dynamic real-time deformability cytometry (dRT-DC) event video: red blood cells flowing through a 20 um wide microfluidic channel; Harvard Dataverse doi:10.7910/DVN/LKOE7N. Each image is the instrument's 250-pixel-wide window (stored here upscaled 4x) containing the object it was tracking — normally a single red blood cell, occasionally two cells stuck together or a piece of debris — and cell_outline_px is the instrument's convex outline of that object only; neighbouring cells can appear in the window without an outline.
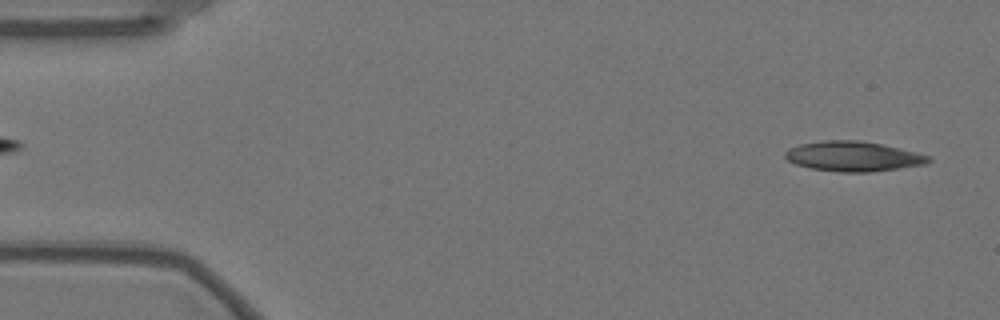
{"species": "Egyptian fruit bat (a non-hibernating species)", "species_latin": "Rousettus aegyptiacus", "temperature_condition": "warm", "stored_images_in_passage": 55, "camera_frame_rate_fps": 3000, "um_per_image_px": 0.085, "animal": {"sex": "female"}, "frame": {"image": 1, "passage_image": 2, "time_ms": 0.333, "image_size_px": [1000, 320], "cell_outline_px": [[932, 160], [924, 164], [900, 168], [872, 172], [840, 172], [812, 168], [796, 164], [788, 160], [784, 156], [784, 152], [788, 148], [800, 144], [824, 140], [860, 140], [884, 144], [928, 156]], "centroid_in_image_um": [72.49, 13.28], "position_along_channel_um": 12.5, "area_um2": 24.91}}
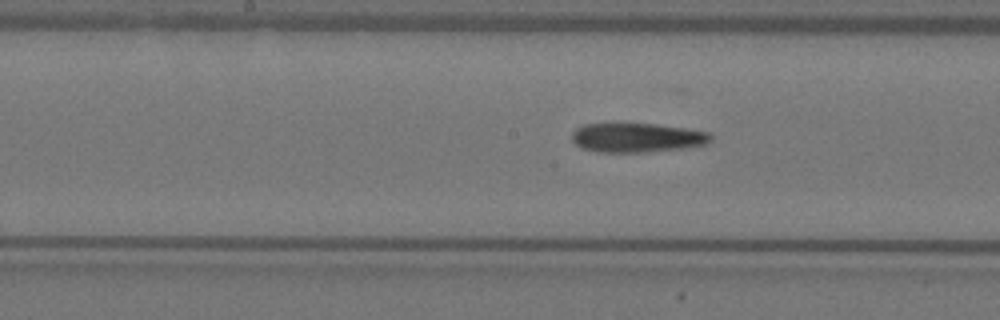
{"frame": {"image": 2, "passage_image": 27, "time_ms": 8.667, "image_size_px": [1000, 320], "cell_outline_px": [[712, 140], [708, 144], [692, 148], [648, 152], [600, 152], [584, 148], [576, 144], [572, 140], [572, 132], [576, 128], [584, 124], [652, 124], [684, 128], [708, 132], [712, 136]], "centroid_in_image_um": [54.2, 11.71], "position_along_channel_um": 194.0, "area_um2": 23.76}}
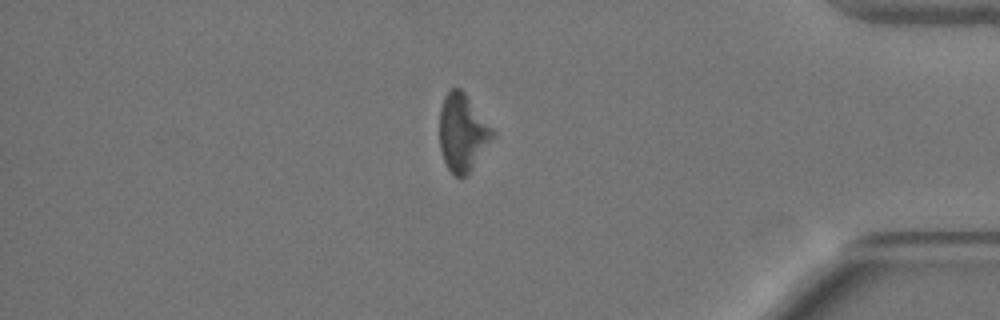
{"frame": {"image": 3, "passage_image": 47, "time_ms": 15.333, "image_size_px": [1000, 320], "cell_outline_px": [[496, 136], [468, 176], [460, 180], [448, 168], [444, 160], [440, 148], [440, 108], [444, 96], [452, 88], [460, 88], [464, 92], [496, 132]], "centroid_in_image_um": [39.35, 11.32], "position_along_channel_um": 395.9, "area_um2": 24.28}}